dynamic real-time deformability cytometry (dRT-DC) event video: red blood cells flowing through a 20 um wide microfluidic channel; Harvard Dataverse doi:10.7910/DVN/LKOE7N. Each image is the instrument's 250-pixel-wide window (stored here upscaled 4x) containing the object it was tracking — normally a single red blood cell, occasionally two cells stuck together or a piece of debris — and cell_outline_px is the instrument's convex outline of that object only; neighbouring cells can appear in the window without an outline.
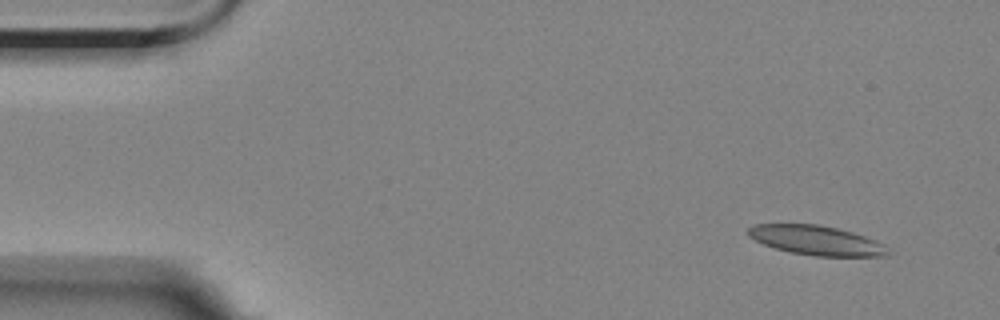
{"species": "Egyptian fruit bat (a non-hibernating species)", "species_latin": "Rousettus aegyptiacus", "temperature_condition": "room temperature", "stored_images_in_passage": 4, "camera_frame_rate_fps": 3000, "um_per_image_px": 0.085, "animal": {"sex": "female"}, "frame": {"image": 1, "passage_image": 1, "time_ms": 0.0, "image_size_px": [1000, 320], "cell_outline_px": [[888, 256], [816, 256], [792, 252], [776, 248], [764, 244], [748, 236], [748, 228], [752, 224], [816, 224], [836, 228], [852, 232], [864, 236], [884, 244], [888, 252]], "centroid_in_image_um": [69.37, 20.42], "position_along_channel_um": 15.6, "area_um2": 23.7}}
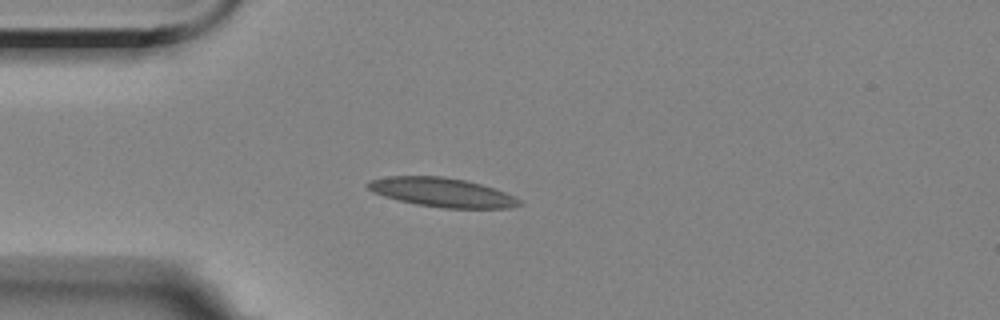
{"frame": {"image": 2, "passage_image": 4, "time_ms": 3.333, "image_size_px": [1000, 320], "cell_outline_px": [[524, 204], [508, 208], [444, 208], [416, 204], [384, 196], [372, 192], [364, 184], [368, 180], [388, 176], [444, 176], [464, 180], [480, 184], [504, 192], [520, 200]], "centroid_in_image_um": [37.52, 16.34], "position_along_channel_um": 47.5, "area_um2": 25.55}}